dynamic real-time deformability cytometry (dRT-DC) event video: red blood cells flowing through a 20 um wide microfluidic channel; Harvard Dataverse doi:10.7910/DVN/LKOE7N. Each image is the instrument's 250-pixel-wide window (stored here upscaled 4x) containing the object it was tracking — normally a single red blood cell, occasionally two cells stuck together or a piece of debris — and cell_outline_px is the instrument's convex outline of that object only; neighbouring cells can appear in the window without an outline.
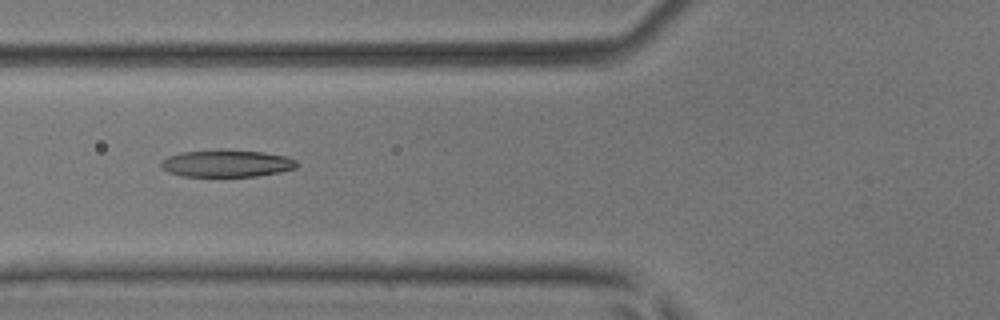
{"species": "common noctule bat (a hibernating species)", "species_latin": "Nyctalus noctula", "temperature_condition": "room temperature", "stored_images_in_passage": 4, "camera_frame_rate_fps": 3000, "um_per_image_px": 0.085, "animal": {"sex": "male", "body_mass_g": 17.9, "forearm_length_mm": 54.2}, "frame": {"image": 1, "passage_image": 3, "time_ms": 0.667, "image_size_px": [1000, 320], "cell_outline_px": [[300, 164], [296, 168], [280, 172], [256, 176], [180, 176], [168, 172], [160, 168], [160, 160], [168, 156], [180, 152], [220, 148], [264, 152], [284, 156], [296, 160]], "centroid_in_image_um": [19.22, 13.87], "position_along_channel_um": 106.6, "area_um2": 22.02}}
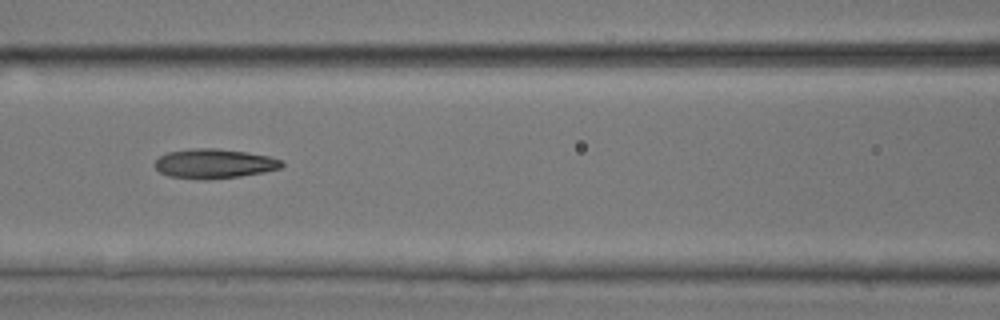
{"frame": {"image": 2, "passage_image": 4, "time_ms": 1.0, "image_size_px": [1000, 320], "cell_outline_px": [[284, 164], [280, 168], [264, 172], [240, 176], [204, 180], [200, 180], [168, 176], [160, 172], [152, 164], [160, 156], [168, 152], [188, 148], [216, 148], [248, 152], [268, 156], [280, 160]], "centroid_in_image_um": [18.16, 13.91], "position_along_channel_um": 148.4, "area_um2": 21.96}}